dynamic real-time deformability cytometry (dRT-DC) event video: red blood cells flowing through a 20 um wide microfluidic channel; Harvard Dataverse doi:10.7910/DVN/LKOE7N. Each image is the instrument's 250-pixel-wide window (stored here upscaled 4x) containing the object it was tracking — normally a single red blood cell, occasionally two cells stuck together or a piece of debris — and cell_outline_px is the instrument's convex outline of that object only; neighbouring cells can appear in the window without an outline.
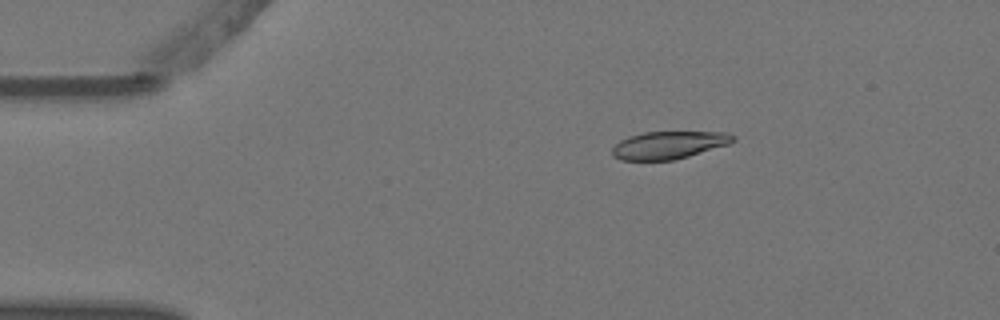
{"species": "Egyptian fruit bat (a non-hibernating species)", "species_latin": "Rousettus aegyptiacus", "temperature_condition": "warm", "stored_images_in_passage": 8, "camera_frame_rate_fps": 3000, "um_per_image_px": 0.085, "animal": {"sex": "female"}, "frame": {"image": 1, "passage_image": 1, "time_ms": 0.0, "image_size_px": [1000, 320], "cell_outline_px": [[736, 140], [728, 144], [688, 156], [672, 160], [620, 160], [612, 156], [612, 148], [620, 140], [628, 136], [644, 132], [728, 132], [736, 136]], "centroid_in_image_um": [56.83, 12.32], "position_along_channel_um": 28.2, "area_um2": 19.42}}
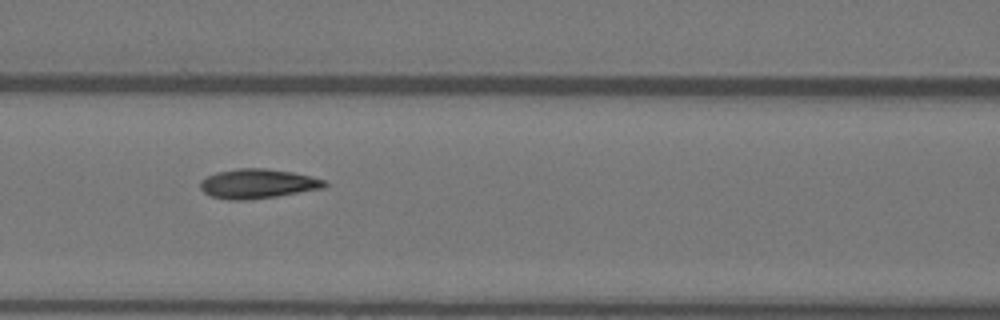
{"frame": {"image": 2, "passage_image": 5, "time_ms": 1.333, "image_size_px": [1000, 320], "cell_outline_px": [[328, 184], [324, 188], [276, 196], [244, 200], [228, 200], [212, 196], [204, 192], [200, 188], [200, 180], [216, 172], [240, 168], [268, 168], [292, 172], [324, 180]], "centroid_in_image_um": [21.88, 15.61], "position_along_channel_um": 144.7, "area_um2": 21.21}}
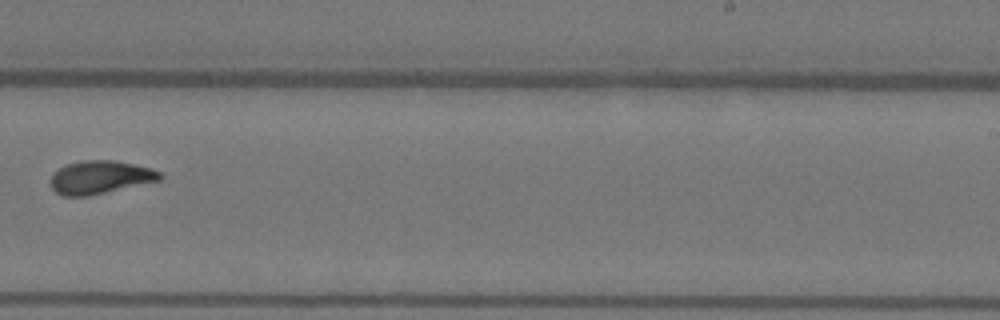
{"frame": {"image": 3, "passage_image": 8, "time_ms": 2.333, "image_size_px": [1000, 320], "cell_outline_px": [[164, 176], [160, 180], [88, 196], [64, 196], [56, 192], [52, 188], [52, 176], [60, 168], [68, 164], [84, 160], [112, 160], [132, 164], [148, 168], [160, 172]], "centroid_in_image_um": [8.52, 15.07], "position_along_channel_um": 280.5, "area_um2": 20.63}}